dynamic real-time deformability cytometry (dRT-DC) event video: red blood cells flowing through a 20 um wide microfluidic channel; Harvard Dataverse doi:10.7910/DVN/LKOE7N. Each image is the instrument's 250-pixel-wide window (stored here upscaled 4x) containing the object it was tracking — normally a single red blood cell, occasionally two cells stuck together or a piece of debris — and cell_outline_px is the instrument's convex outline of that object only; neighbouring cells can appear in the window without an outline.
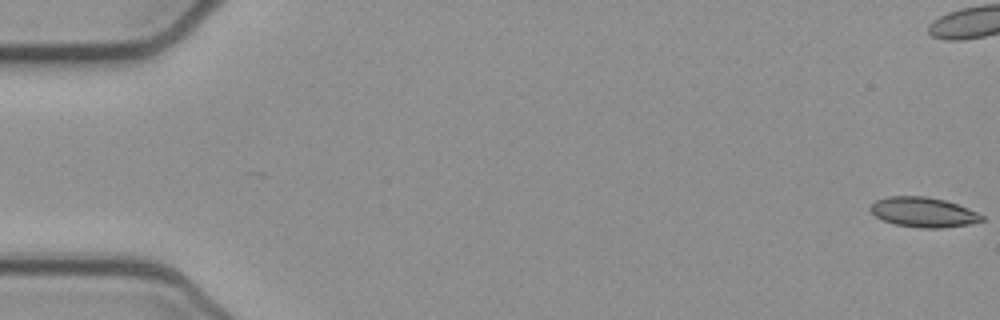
{"species": "common noctule bat (a hibernating species)", "species_latin": "Nyctalus noctula", "temperature_condition": "cold", "stored_images_in_passage": 54, "camera_frame_rate_fps": 3000, "um_per_image_px": 0.085, "animal": {"sex": "female", "body_mass_g": 21.9}, "frame": {"image": 1, "passage_image": 1, "time_ms": 0.0, "image_size_px": [1000, 320], "cell_outline_px": [[984, 220], [968, 224], [944, 228], [920, 228], [896, 224], [884, 220], [876, 216], [868, 208], [876, 200], [888, 196], [924, 196], [944, 200], [968, 208], [984, 216]], "centroid_in_image_um": [78.48, 18.04], "position_along_channel_um": 6.5, "area_um2": 19.25}}
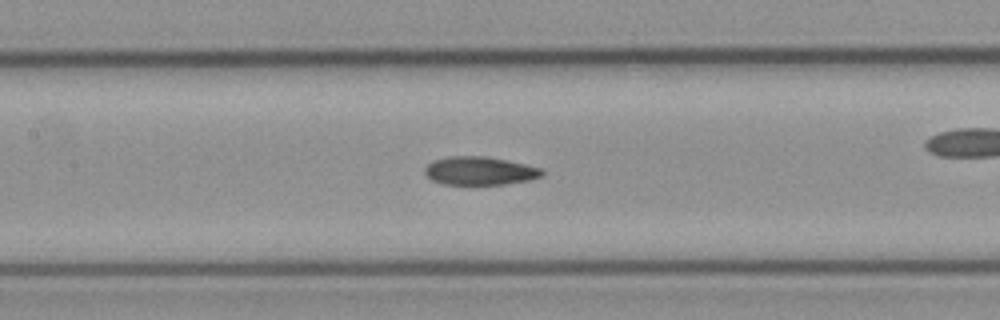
{"frame": {"image": 2, "passage_image": 25, "time_ms": 8.0, "image_size_px": [1000, 320], "cell_outline_px": [[544, 176], [528, 180], [504, 184], [444, 184], [432, 180], [424, 172], [424, 168], [432, 160], [452, 156], [484, 156], [508, 160], [544, 168]], "centroid_in_image_um": [40.81, 14.51], "position_along_channel_um": 166.6, "area_um2": 19.42}}
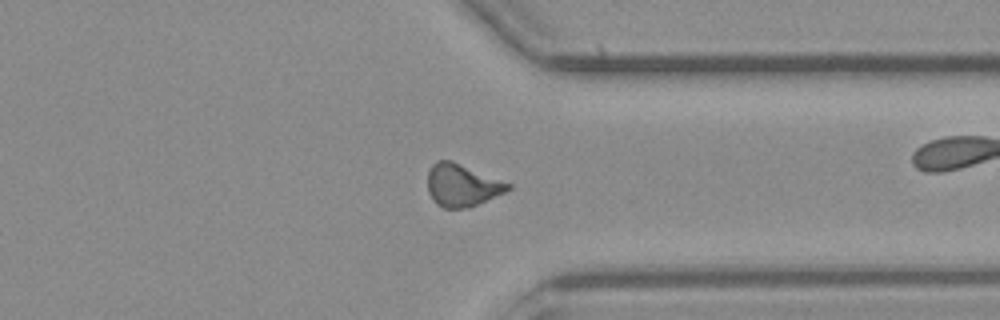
{"frame": {"image": 3, "passage_image": 41, "time_ms": 13.333, "image_size_px": [1000, 320], "cell_outline_px": [[512, 188], [504, 192], [468, 208], [444, 208], [436, 204], [432, 200], [428, 192], [428, 172], [432, 164], [436, 160], [452, 160], [512, 184]], "centroid_in_image_um": [39.25, 15.74], "position_along_channel_um": 372.2, "area_um2": 19.88}, "authors_computed_cell_mechanics": {"area_um2": 19.5653, "velocity_mm_per_s": 3.8947, "shape_relaxation_time_tau1_ms": null, "shape_relaxation_time_tau2_ms": 7.6044, "deformation_change_tau1": null, "deformation_change_tau2": 0.158}}